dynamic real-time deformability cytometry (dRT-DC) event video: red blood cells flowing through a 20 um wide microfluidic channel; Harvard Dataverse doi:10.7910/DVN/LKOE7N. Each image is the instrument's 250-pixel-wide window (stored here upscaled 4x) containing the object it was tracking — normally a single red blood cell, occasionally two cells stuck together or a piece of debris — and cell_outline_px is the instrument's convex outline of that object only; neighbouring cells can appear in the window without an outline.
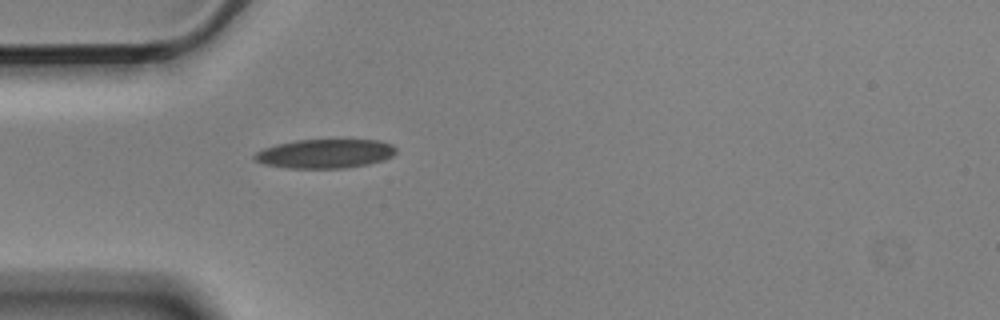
{"species": "Egyptian fruit bat (a non-hibernating species)", "species_latin": "Rousettus aegyptiacus", "temperature_condition": "cold", "stored_images_in_passage": 1, "camera_frame_rate_fps": 3000, "um_per_image_px": 0.085, "animal": {"sex": "male"}, "frame": {"image": 1, "passage_image": 1, "time_ms": 0.0, "image_size_px": [1000, 320], "cell_outline_px": [[396, 152], [392, 156], [384, 160], [368, 164], [344, 168], [284, 168], [264, 164], [252, 160], [252, 156], [256, 152], [264, 148], [276, 144], [296, 140], [380, 140], [392, 144], [396, 148]], "centroid_in_image_um": [27.6, 13.06], "position_along_channel_um": 57.4, "area_um2": 24.16}}